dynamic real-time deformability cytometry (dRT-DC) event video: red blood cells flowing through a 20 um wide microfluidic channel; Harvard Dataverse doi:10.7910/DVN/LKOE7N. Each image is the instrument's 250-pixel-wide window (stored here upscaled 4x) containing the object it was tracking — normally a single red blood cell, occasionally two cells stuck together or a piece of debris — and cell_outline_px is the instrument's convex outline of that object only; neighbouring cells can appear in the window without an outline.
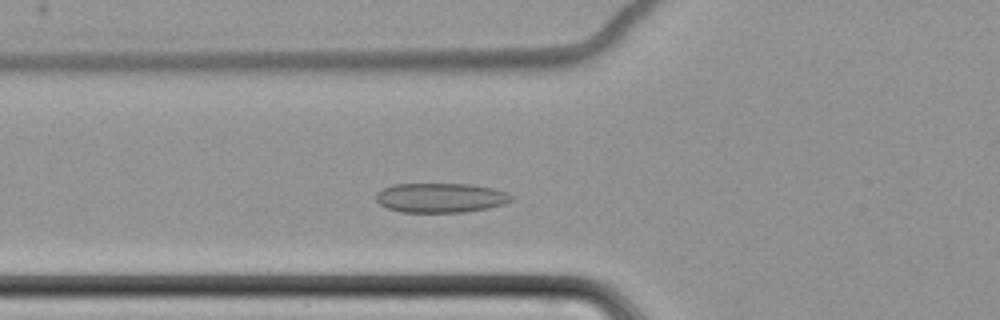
{"species": "common noctule bat (a hibernating species)", "species_latin": "Nyctalus noctula", "temperature_condition": "cold", "stored_images_in_passage": 42, "camera_frame_rate_fps": 3000, "um_per_image_px": 0.085, "animal": {"sex": "female", "body_mass_g": 22.7, "forearm_length_mm": 54.2}, "frame": {"image": 1, "passage_image": 4, "time_ms": 1.0, "image_size_px": [1000, 320], "cell_outline_px": [[512, 200], [504, 204], [464, 212], [400, 212], [388, 208], [380, 204], [376, 200], [376, 192], [384, 188], [396, 184], [468, 184], [492, 188], [508, 192], [512, 196]], "centroid_in_image_um": [37.44, 16.81], "position_along_channel_um": 88.4, "area_um2": 23.12}}
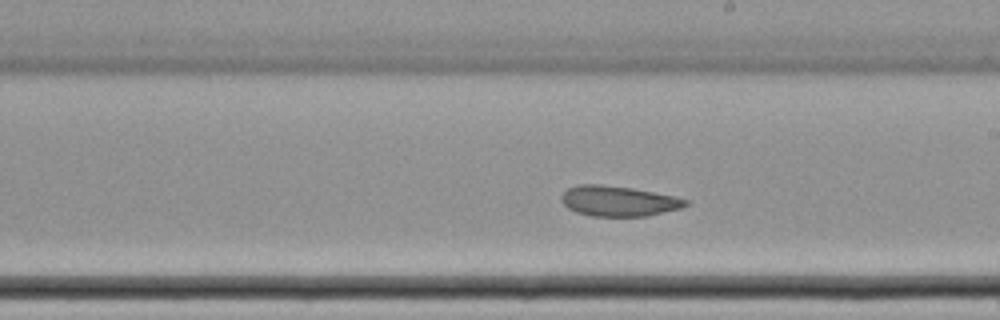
{"frame": {"image": 2, "passage_image": 17, "time_ms": 5.333, "image_size_px": [1000, 320], "cell_outline_px": [[688, 204], [680, 208], [648, 216], [592, 216], [576, 212], [568, 208], [560, 200], [560, 196], [568, 188], [576, 184], [600, 184], [632, 188], [672, 196], [688, 200]], "centroid_in_image_um": [52.51, 17.09], "position_along_channel_um": 236.5, "area_um2": 21.85}}
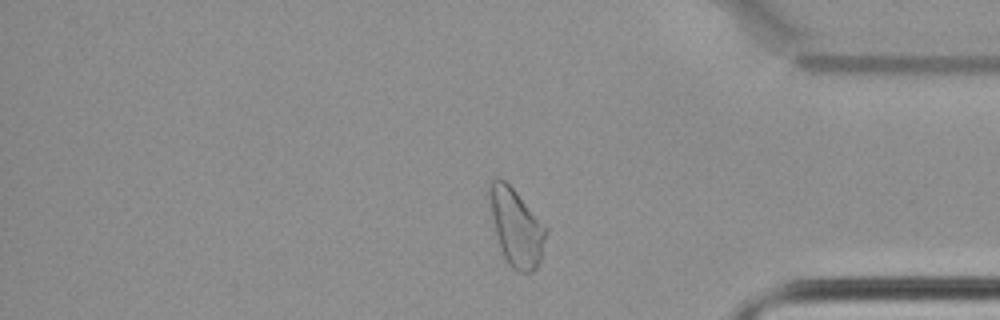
{"frame": {"image": 3, "passage_image": 32, "time_ms": 10.333, "image_size_px": [1000, 320], "cell_outline_px": [[548, 232], [540, 260], [536, 268], [532, 272], [516, 272], [508, 264], [504, 256], [496, 232], [492, 216], [488, 196], [488, 184], [496, 176], [504, 180], [516, 192], [548, 228]], "centroid_in_image_um": [43.89, 19.31], "position_along_channel_um": 391.3, "area_um2": 25.26}, "authors_computed_cell_mechanics": {"area_um2": 23.0622, "velocity_mm_per_s": 3.4302, "shape_relaxation_time_tau1_ms": 5.078, "shape_relaxation_time_tau2_ms": 2.4045, "deformation_change_tau1": 0.0648, "deformation_change_tau2": 0.0759}}